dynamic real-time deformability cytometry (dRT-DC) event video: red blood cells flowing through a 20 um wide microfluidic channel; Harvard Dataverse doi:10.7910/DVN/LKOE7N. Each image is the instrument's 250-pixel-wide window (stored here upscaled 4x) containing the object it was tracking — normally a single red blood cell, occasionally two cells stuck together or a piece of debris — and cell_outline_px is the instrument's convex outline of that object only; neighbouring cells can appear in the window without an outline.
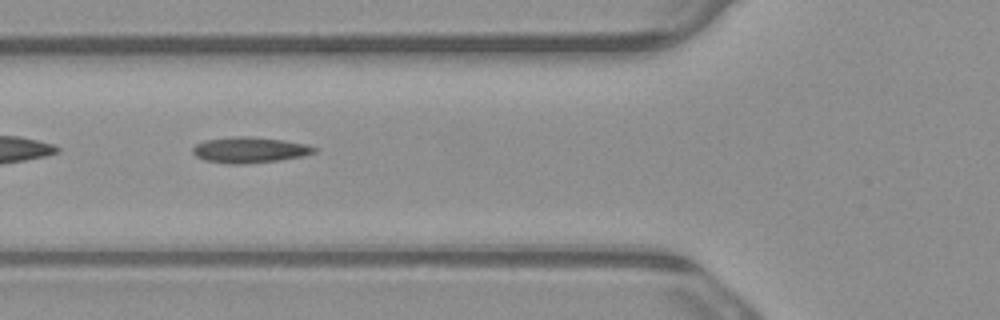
{"species": "common noctule bat (a hibernating species)", "species_latin": "Nyctalus noctula", "temperature_condition": "warm", "stored_images_in_passage": 8, "camera_frame_rate_fps": 3000, "um_per_image_px": 0.085, "animal": {"sex": "male", "body_mass_g": 23.1, "forearm_length_mm": 52.7}, "frame": {"image": 1, "passage_image": 4, "time_ms": 1.0, "image_size_px": [1000, 320], "cell_outline_px": [[316, 152], [304, 156], [280, 160], [244, 164], [228, 164], [204, 160], [196, 156], [192, 152], [192, 148], [196, 144], [204, 140], [232, 136], [248, 136], [284, 140], [308, 144], [316, 148]], "centroid_in_image_um": [21.21, 12.74], "position_along_channel_um": 104.6, "area_um2": 18.5}}
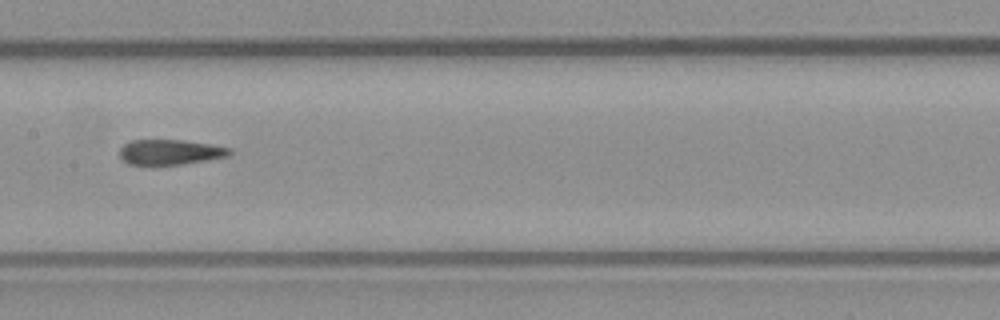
{"frame": {"image": 2, "passage_image": 6, "time_ms": 1.667, "image_size_px": [1000, 320], "cell_outline_px": [[232, 152], [228, 156], [208, 160], [180, 164], [128, 164], [120, 156], [120, 148], [124, 144], [132, 140], [184, 140], [212, 144], [232, 148]], "centroid_in_image_um": [14.5, 12.91], "position_along_channel_um": 192.9, "area_um2": 16.07}}
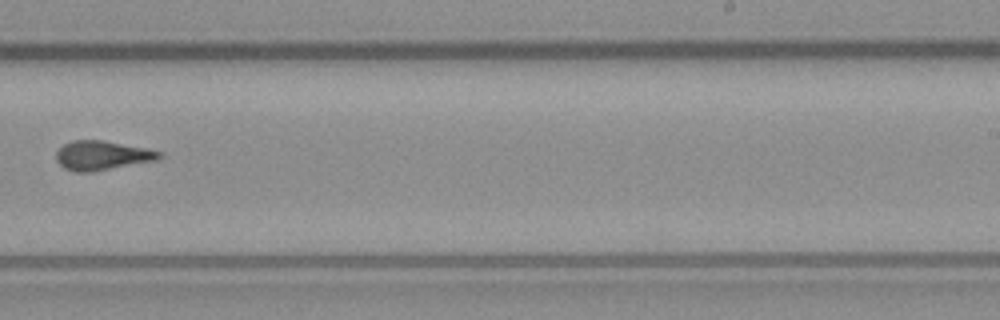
{"frame": {"image": 3, "passage_image": 8, "time_ms": 2.333, "image_size_px": [1000, 320], "cell_outline_px": [[164, 156], [156, 160], [92, 172], [76, 172], [64, 168], [56, 160], [56, 152], [64, 144], [72, 140], [104, 140], [148, 148], [164, 152]], "centroid_in_image_um": [8.71, 13.2], "position_along_channel_um": 280.3, "area_um2": 17.74}}